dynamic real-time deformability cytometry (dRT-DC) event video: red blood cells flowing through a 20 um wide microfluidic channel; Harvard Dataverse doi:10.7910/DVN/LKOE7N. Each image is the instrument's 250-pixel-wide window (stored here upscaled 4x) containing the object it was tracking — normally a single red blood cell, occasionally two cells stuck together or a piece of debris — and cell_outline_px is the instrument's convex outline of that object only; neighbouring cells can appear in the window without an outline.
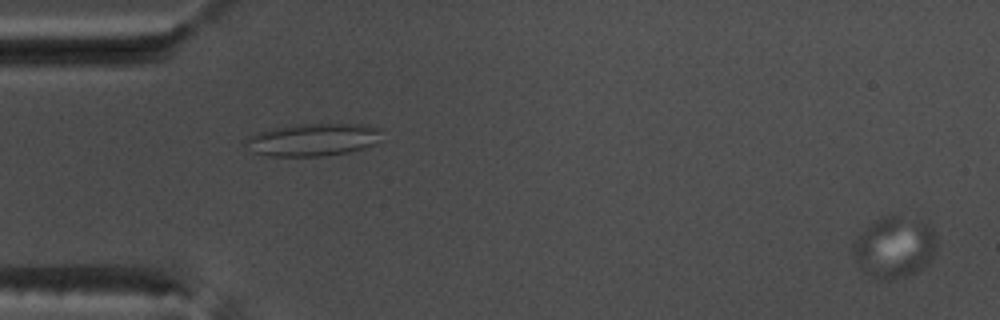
{"species": "common noctule bat (a hibernating species)", "species_latin": "Nyctalus noctula", "temperature_condition": "warm", "stored_images_in_passage": 60, "camera_frame_rate_fps": 3000, "um_per_image_px": 0.085, "animal": {"sex": "male", "body_mass_g": 17.5, "forearm_length_mm": 52.3}, "frame": {"image": 1, "passage_image": 2, "time_ms": 0.333, "image_size_px": [1000, 320], "cell_outline_px": [[936, 252], [916, 272], [904, 276], [888, 280], [880, 280], [864, 272], [860, 268], [852, 256], [852, 240], [868, 224], [884, 216], [900, 216], [928, 224], [932, 228], [936, 236]], "centroid_in_image_um": [75.96, 21.01], "position_along_channel_um": 9.0, "area_um2": 29.82}}
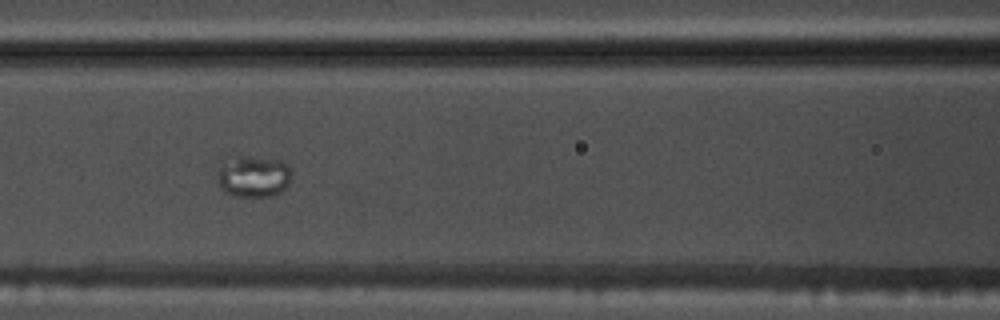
{"frame": {"image": 2, "passage_image": 27, "time_ms": 8.667, "image_size_px": [1000, 320], "cell_outline_px": [[292, 176], [288, 184], [280, 192], [272, 196], [236, 196], [224, 192], [220, 188], [216, 176], [224, 156], [248, 156], [280, 160], [288, 164], [292, 172]], "centroid_in_image_um": [21.5, 14.96], "position_along_channel_um": 145.1, "area_um2": 18.44}}
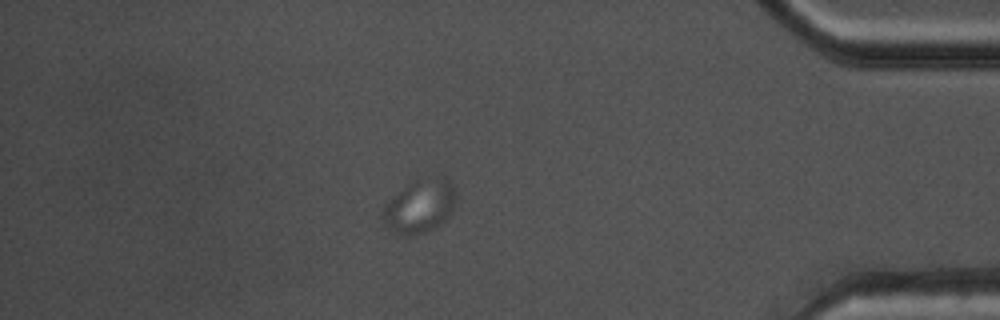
{"frame": {"image": 3, "passage_image": 52, "time_ms": 17.0, "image_size_px": [1000, 320], "cell_outline_px": [[456, 196], [452, 212], [448, 216], [432, 228], [416, 236], [400, 236], [388, 228], [384, 224], [380, 216], [384, 204], [412, 180], [432, 176], [448, 176], [456, 192]], "centroid_in_image_um": [35.66, 17.5], "position_along_channel_um": 399.5, "area_um2": 23.24}}